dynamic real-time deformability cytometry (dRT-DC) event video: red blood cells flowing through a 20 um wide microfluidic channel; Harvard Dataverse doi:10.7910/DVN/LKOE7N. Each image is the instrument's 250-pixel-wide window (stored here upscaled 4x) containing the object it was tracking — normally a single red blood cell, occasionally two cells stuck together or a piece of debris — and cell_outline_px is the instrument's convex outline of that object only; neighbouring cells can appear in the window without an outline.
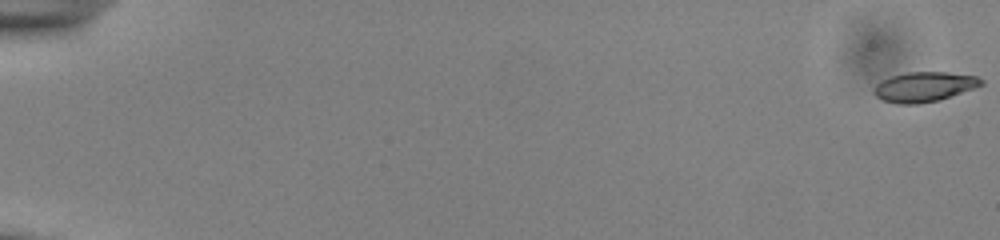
{"species": "common noctule bat (a hibernating species)", "species_latin": "Nyctalus noctula", "temperature_condition": "cold", "stored_images_in_passage": 55, "camera_frame_rate_fps": 3000, "um_per_image_px": 0.085, "animal": {"sex": "male", "body_mass_g": 13.0, "forearm_length_mm": 53.1}, "frame": {"image": 1, "passage_image": 1, "time_ms": 0.0, "image_size_px": [1000, 240], "cell_outline_px": [[984, 84], [940, 100], [920, 104], [896, 104], [880, 100], [872, 92], [872, 88], [880, 80], [892, 76], [908, 72], [948, 72], [976, 76], [984, 80]], "centroid_in_image_um": [78.5, 7.39], "position_along_channel_um": 6.5, "area_um2": 18.9}}
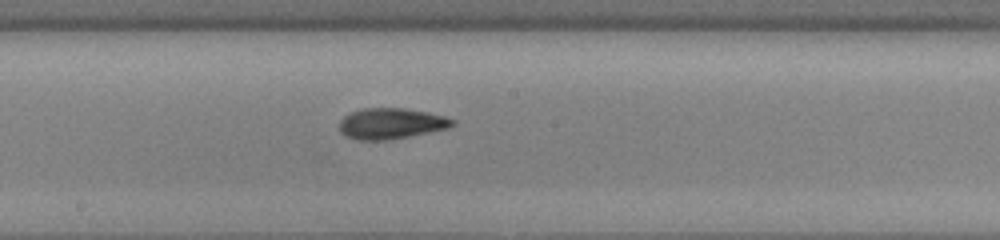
{"frame": {"image": 2, "passage_image": 32, "time_ms": 10.333, "image_size_px": [1000, 240], "cell_outline_px": [[456, 124], [448, 128], [408, 136], [384, 140], [356, 140], [344, 136], [340, 132], [340, 120], [344, 116], [352, 112], [364, 108], [404, 108], [428, 112], [444, 116], [456, 120]], "centroid_in_image_um": [33.23, 10.5], "position_along_channel_um": 215.0, "area_um2": 20.29}}
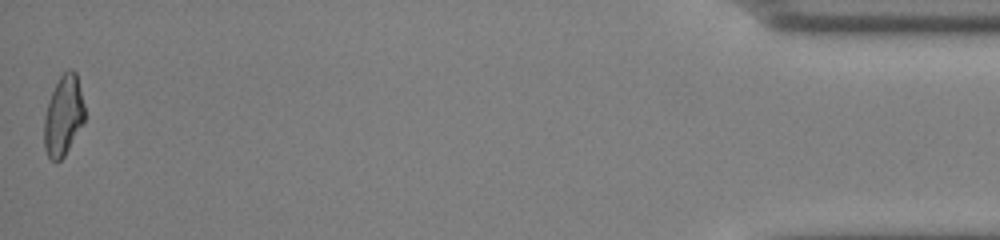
{"frame": {"image": 3, "passage_image": 55, "time_ms": 18.0, "image_size_px": [1000, 240], "cell_outline_px": [[84, 120], [64, 156], [56, 164], [48, 156], [44, 148], [44, 116], [52, 92], [60, 76], [68, 68], [72, 68], [76, 72], [84, 104]], "centroid_in_image_um": [5.38, 9.83], "position_along_channel_um": 429.8, "area_um2": 18.73}, "authors_computed_cell_mechanics": {"area_um2": 19.4208, "velocity_mm_per_s": 3.8956, "shape_relaxation_time_tau1_ms": 2.7974, "shape_relaxation_time_tau2_ms": 2.7684, "deformation_change_tau1": 0.1451, "deformation_change_tau2": 0.0866}}